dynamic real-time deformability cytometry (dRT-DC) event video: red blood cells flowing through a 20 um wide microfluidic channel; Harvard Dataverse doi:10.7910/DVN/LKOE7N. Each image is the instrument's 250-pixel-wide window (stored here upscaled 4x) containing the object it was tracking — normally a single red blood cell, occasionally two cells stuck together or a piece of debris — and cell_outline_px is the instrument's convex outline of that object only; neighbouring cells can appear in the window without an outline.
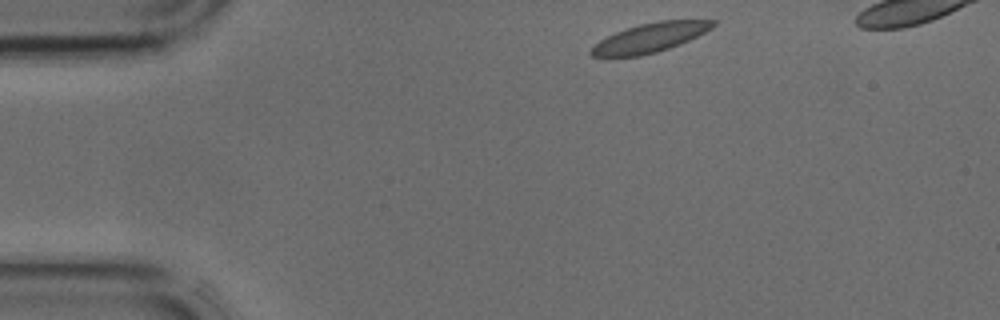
{"species": "common noctule bat (a hibernating species)", "species_latin": "Nyctalus noctula", "temperature_condition": "cold", "stored_images_in_passage": 33, "camera_frame_rate_fps": 3000, "um_per_image_px": 0.085, "animal": {"sex": "male", "body_mass_g": 17.9, "forearm_length_mm": 54.2}, "frame": {"image": 1, "passage_image": 1, "time_ms": 0.0, "image_size_px": [1000, 320], "cell_outline_px": [[716, 24], [712, 28], [680, 44], [656, 52], [640, 56], [592, 56], [588, 52], [600, 40], [616, 32], [640, 24], [660, 20], [716, 20]], "centroid_in_image_um": [55.27, 3.2], "position_along_channel_um": 29.7, "area_um2": 20.35}}
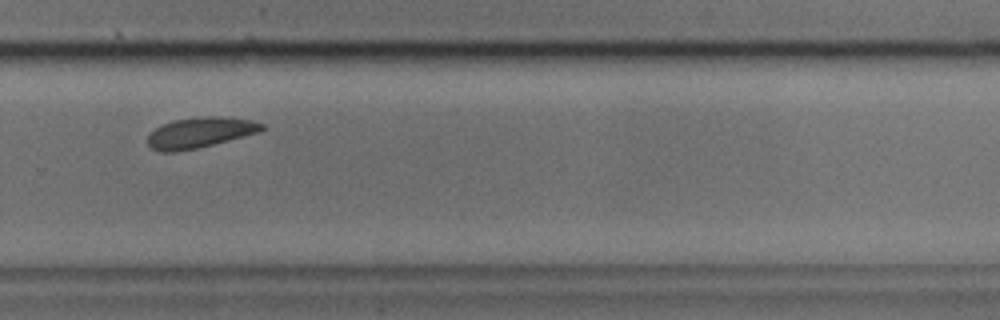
{"frame": {"image": 2, "passage_image": 23, "time_ms": 7.333, "image_size_px": [1000, 320], "cell_outline_px": [[264, 128], [260, 132], [196, 148], [176, 152], [160, 152], [152, 148], [148, 144], [148, 136], [156, 128], [164, 124], [176, 120], [204, 116], [220, 116], [252, 120], [264, 124]], "centroid_in_image_um": [17.02, 11.27], "position_along_channel_um": 312.8, "area_um2": 20.0}}
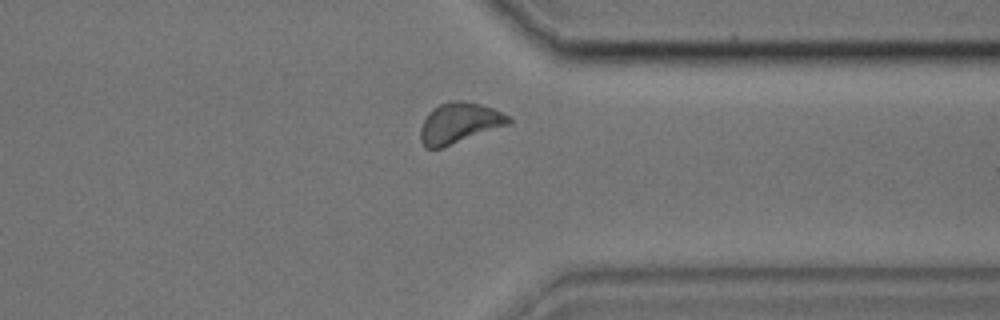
{"frame": {"image": 3, "passage_image": 27, "time_ms": 8.667, "image_size_px": [1000, 320], "cell_outline_px": [[512, 124], [440, 148], [424, 148], [420, 140], [420, 128], [428, 112], [432, 108], [448, 100], [464, 100], [480, 104], [492, 108], [512, 116]], "centroid_in_image_um": [39.06, 10.44], "position_along_channel_um": 372.3, "area_um2": 21.15}}